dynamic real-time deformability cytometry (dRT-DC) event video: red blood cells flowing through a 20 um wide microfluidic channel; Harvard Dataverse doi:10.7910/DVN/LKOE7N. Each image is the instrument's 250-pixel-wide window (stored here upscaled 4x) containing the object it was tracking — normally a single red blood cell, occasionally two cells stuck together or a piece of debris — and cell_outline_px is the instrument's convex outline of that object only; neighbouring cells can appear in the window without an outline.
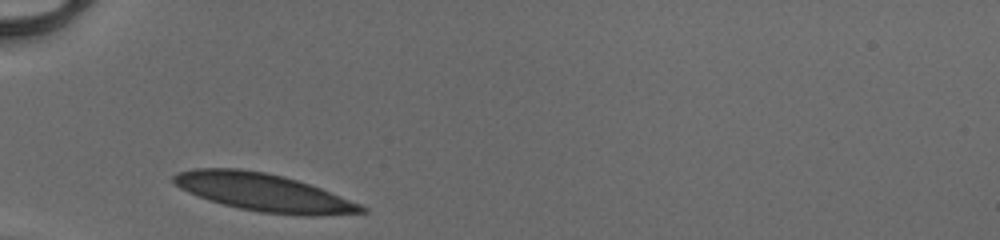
{"species": "human", "species_latin": "Homo sapiens", "temperature_condition": "cold", "stored_images_in_passage": 26, "camera_frame_rate_fps": 3000, "um_per_image_px": 0.085, "donor": {"sex": "male"}, "frame": {"image": 1, "passage_image": 1, "time_ms": 0.0, "image_size_px": [1000, 240], "cell_outline_px": [[368, 212], [312, 216], [300, 216], [260, 212], [240, 208], [224, 204], [188, 192], [180, 188], [172, 180], [172, 176], [176, 172], [192, 168], [240, 168], [264, 172], [284, 176], [320, 188], [360, 204], [368, 208]], "centroid_in_image_um": [22.4, 16.35], "position_along_channel_um": 62.6, "area_um2": 40.98}}
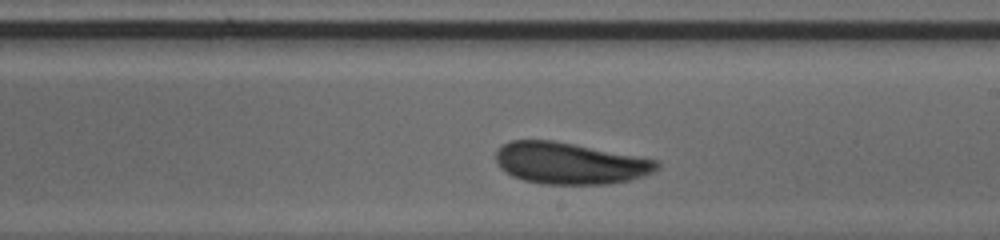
{"frame": {"image": 2, "passage_image": 15, "time_ms": 4.667, "image_size_px": [1000, 240], "cell_outline_px": [[660, 164], [652, 172], [644, 176], [628, 180], [608, 184], [544, 184], [524, 180], [512, 176], [500, 168], [496, 164], [496, 148], [512, 140], [552, 140], [656, 160]], "centroid_in_image_um": [48.37, 13.88], "position_along_channel_um": 240.6, "area_um2": 38.67}}
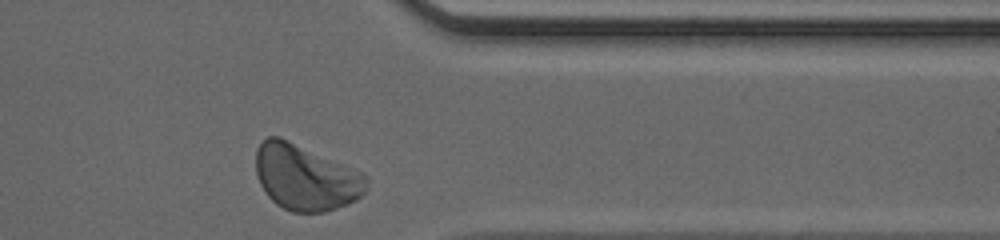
{"frame": {"image": 3, "passage_image": 26, "time_ms": 8.333, "image_size_px": [1000, 240], "cell_outline_px": [[368, 188], [356, 200], [348, 204], [324, 212], [292, 212], [276, 204], [268, 196], [260, 184], [256, 172], [256, 148], [268, 136], [280, 136], [360, 172], [368, 176]], "centroid_in_image_um": [25.97, 15.09], "position_along_channel_um": 385.4, "area_um2": 42.14}, "authors_computed_cell_mechanics": {"area_um2": 39.4774, "velocity_mm_per_s": 4.0518, "shape_relaxation_time_tau1_ms": 2.07, "shape_relaxation_time_tau2_ms": 2.542, "deformation_change_tau1": 0.0868, "deformation_change_tau2": 0.0639}}